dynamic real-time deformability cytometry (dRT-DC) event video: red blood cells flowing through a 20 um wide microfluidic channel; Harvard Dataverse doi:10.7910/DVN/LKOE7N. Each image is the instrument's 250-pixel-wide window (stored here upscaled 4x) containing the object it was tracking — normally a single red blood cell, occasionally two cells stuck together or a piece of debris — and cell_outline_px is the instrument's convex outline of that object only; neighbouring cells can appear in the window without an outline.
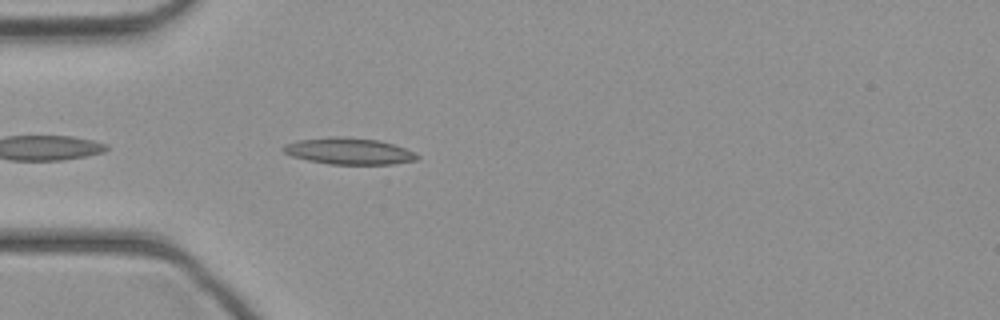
{"species": "common noctule bat (a hibernating species)", "species_latin": "Nyctalus noctula", "temperature_condition": "cold", "stored_images_in_passage": 6, "camera_frame_rate_fps": 3000, "um_per_image_px": 0.085, "animal": {"sex": "female", "body_mass_g": 21.9}, "frame": {"image": 1, "passage_image": 2, "time_ms": 0.333, "image_size_px": [1000, 320], "cell_outline_px": [[420, 156], [416, 160], [392, 164], [328, 164], [308, 160], [292, 156], [284, 152], [280, 148], [284, 144], [296, 140], [328, 136], [344, 136], [376, 140], [392, 144], [416, 152]], "centroid_in_image_um": [29.61, 12.84], "position_along_channel_um": 55.4, "area_um2": 20.81}}